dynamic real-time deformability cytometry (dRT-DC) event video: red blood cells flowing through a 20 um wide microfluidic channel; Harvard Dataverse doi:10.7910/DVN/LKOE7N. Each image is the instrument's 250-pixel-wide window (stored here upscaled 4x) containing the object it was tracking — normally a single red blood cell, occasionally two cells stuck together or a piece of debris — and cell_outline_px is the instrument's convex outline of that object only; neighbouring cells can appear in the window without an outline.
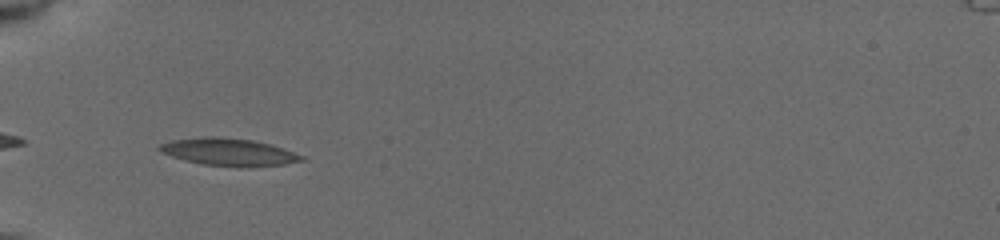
{"species": "common noctule bat (a hibernating species)", "species_latin": "Nyctalus noctula", "temperature_condition": "cold", "stored_images_in_passage": 12, "camera_frame_rate_fps": 3000, "um_per_image_px": 0.085, "animal": {"sex": "female", "body_mass_g": 19.5, "forearm_length_mm": 54.1}, "frame": {"image": 1, "passage_image": 11, "time_ms": 5.333, "image_size_px": [1000, 240], "cell_outline_px": [[308, 160], [284, 164], [240, 168], [204, 164], [184, 160], [160, 152], [156, 148], [160, 144], [172, 140], [204, 136], [216, 136], [252, 140], [272, 144], [284, 148], [304, 156]], "centroid_in_image_um": [19.47, 12.92], "position_along_channel_um": 65.5, "area_um2": 23.0}}
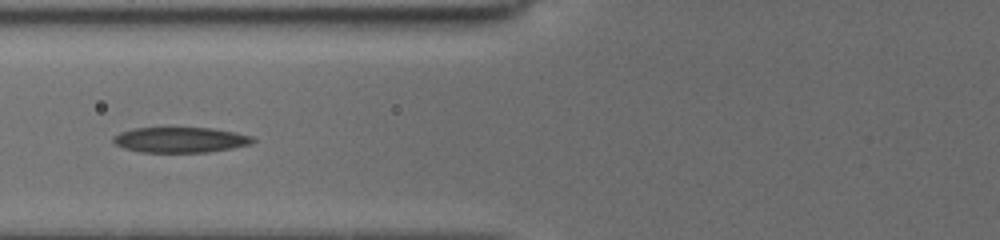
{"frame": {"image": 2, "passage_image": 12, "time_ms": 6.667, "image_size_px": [1000, 240], "cell_outline_px": [[256, 140], [252, 144], [232, 148], [208, 152], [140, 152], [124, 148], [116, 144], [112, 140], [112, 136], [120, 132], [132, 128], [212, 128], [236, 132], [252, 136]], "centroid_in_image_um": [15.34, 11.88], "position_along_channel_um": 110.5, "area_um2": 20.75}}